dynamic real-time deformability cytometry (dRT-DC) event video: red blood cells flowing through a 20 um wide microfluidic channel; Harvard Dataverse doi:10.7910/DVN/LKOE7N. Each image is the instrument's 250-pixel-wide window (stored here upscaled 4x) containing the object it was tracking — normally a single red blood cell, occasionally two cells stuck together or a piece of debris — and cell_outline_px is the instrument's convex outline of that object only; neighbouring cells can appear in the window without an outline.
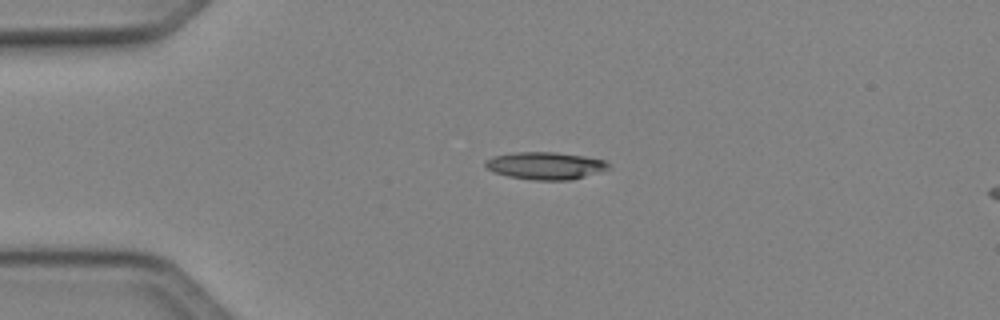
{"species": "Egyptian fruit bat (a non-hibernating species)", "species_latin": "Rousettus aegyptiacus", "temperature_condition": "cold", "stored_images_in_passage": 39, "camera_frame_rate_fps": 3000, "um_per_image_px": 0.085, "animal": {"sex": "female"}, "frame": {"image": 1, "passage_image": 1, "time_ms": 0.0, "image_size_px": [1000, 320], "cell_outline_px": [[612, 168], [600, 172], [568, 180], [532, 180], [508, 176], [496, 172], [488, 168], [484, 164], [484, 160], [496, 156], [516, 152], [556, 152], [584, 156], [604, 160]], "centroid_in_image_um": [46.38, 14.08], "position_along_channel_um": 38.6, "area_um2": 19.48}}
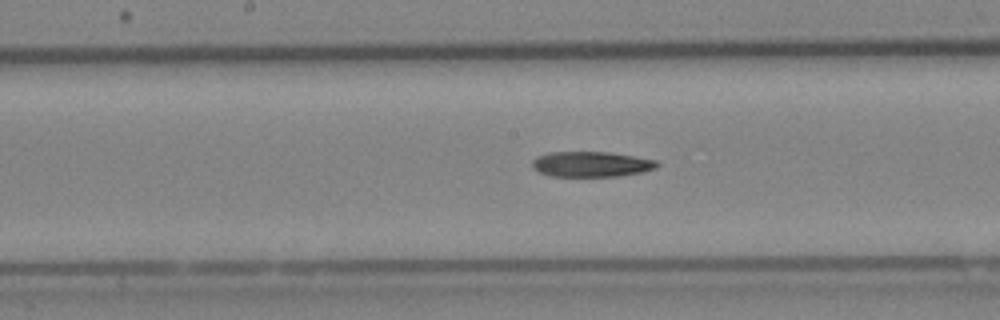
{"frame": {"image": 2, "passage_image": 15, "time_ms": 4.667, "image_size_px": [1000, 320], "cell_outline_px": [[660, 164], [656, 168], [640, 172], [616, 176], [552, 176], [540, 172], [532, 168], [532, 160], [536, 156], [548, 152], [608, 152], [656, 160]], "centroid_in_image_um": [50.22, 13.95], "position_along_channel_um": 198.0, "area_um2": 18.32}}
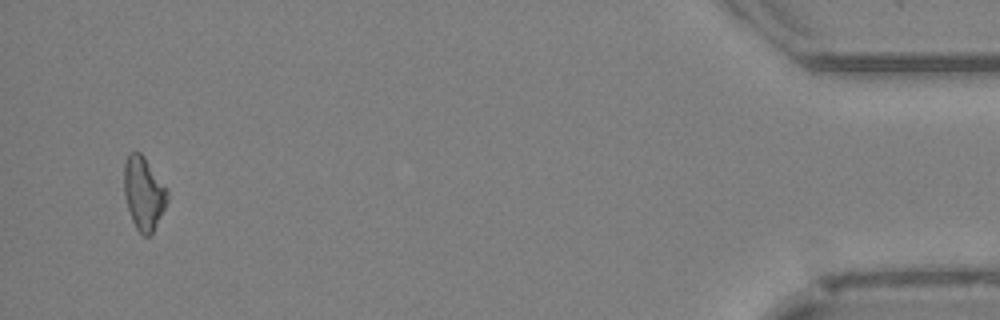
{"frame": {"image": 3, "passage_image": 37, "time_ms": 12.0, "image_size_px": [1000, 320], "cell_outline_px": [[168, 200], [152, 232], [148, 236], [144, 236], [136, 228], [132, 220], [124, 196], [124, 160], [128, 152], [140, 152], [144, 156], [168, 192]], "centroid_in_image_um": [12.18, 16.39], "position_along_channel_um": 423.0, "area_um2": 18.15}, "authors_computed_cell_mechanics": {"area_um2": 18.8428, "velocity_mm_per_s": 4.1488, "shape_relaxation_time_tau1_ms": 10.7105, "shape_relaxation_time_tau2_ms": null, "deformation_change_tau1": 0.225, "deformation_change_tau2": null}}